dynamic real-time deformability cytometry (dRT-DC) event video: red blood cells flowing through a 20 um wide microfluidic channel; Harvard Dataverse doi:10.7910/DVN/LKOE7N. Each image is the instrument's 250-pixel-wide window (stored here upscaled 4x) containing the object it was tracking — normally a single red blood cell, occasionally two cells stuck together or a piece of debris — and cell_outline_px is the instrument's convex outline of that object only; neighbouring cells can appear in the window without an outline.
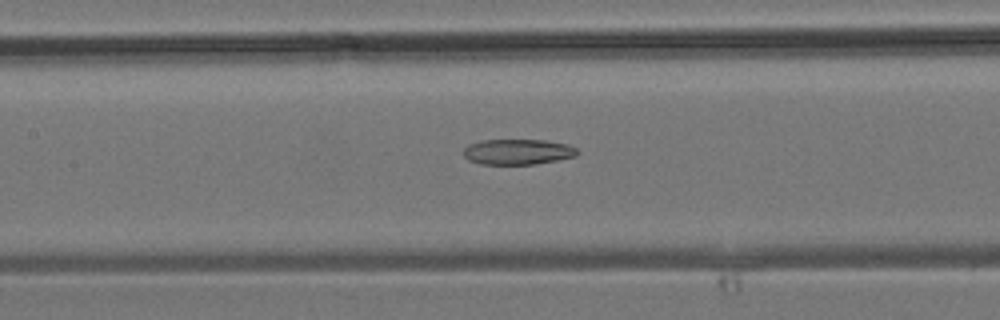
{"species": "common noctule bat (a hibernating species)", "species_latin": "Nyctalus noctula", "temperature_condition": "room temperature", "stored_images_in_passage": 37, "camera_frame_rate_fps": 3000, "um_per_image_px": 0.085, "animal": {"sex": "male", "body_mass_g": 19.2, "forearm_length_mm": 51.8}, "frame": {"image": 1, "passage_image": 17, "time_ms": 5.333, "image_size_px": [1000, 320], "cell_outline_px": [[580, 152], [576, 156], [536, 164], [480, 164], [468, 160], [464, 156], [464, 148], [468, 144], [484, 140], [544, 140], [568, 144], [576, 148]], "centroid_in_image_um": [44.02, 12.9], "position_along_channel_um": 163.4, "area_um2": 16.94}}
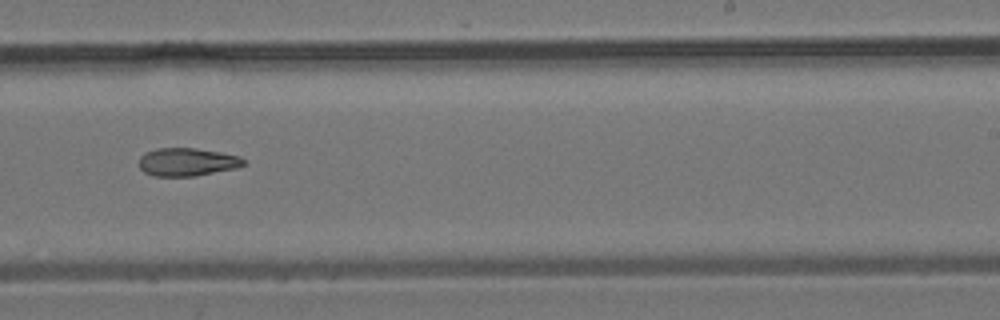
{"frame": {"image": 2, "passage_image": 23, "time_ms": 7.333, "image_size_px": [1000, 320], "cell_outline_px": [[244, 164], [236, 168], [196, 176], [152, 176], [144, 172], [140, 168], [140, 156], [144, 152], [156, 148], [196, 148], [220, 152], [240, 156], [244, 160]], "centroid_in_image_um": [15.88, 13.76], "position_along_channel_um": 273.1, "area_um2": 17.17}}
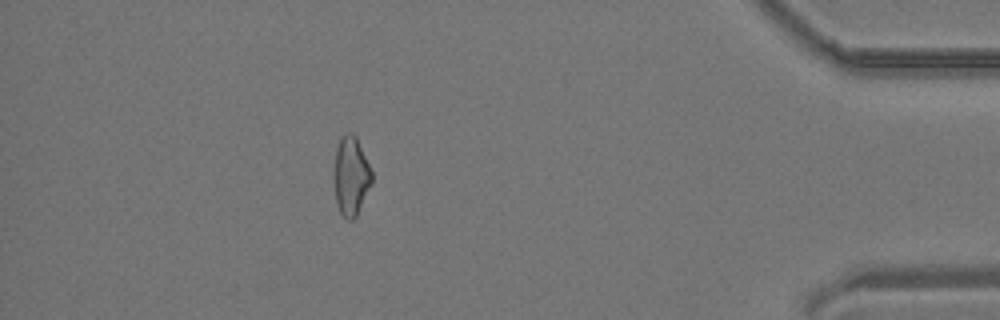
{"frame": {"image": 3, "passage_image": 33, "time_ms": 10.667, "image_size_px": [1000, 320], "cell_outline_px": [[372, 184], [356, 216], [352, 220], [348, 220], [340, 212], [336, 204], [336, 148], [340, 136], [348, 132], [352, 132], [356, 136], [372, 172]], "centroid_in_image_um": [29.87, 14.95], "position_along_channel_um": 405.3, "area_um2": 16.94}}